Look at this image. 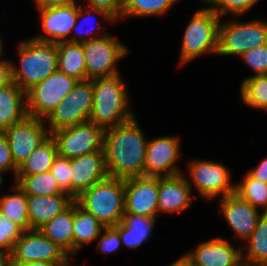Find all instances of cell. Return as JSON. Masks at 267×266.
Segmentation results:
<instances>
[{"mask_svg": "<svg viewBox=\"0 0 267 266\" xmlns=\"http://www.w3.org/2000/svg\"><path fill=\"white\" fill-rule=\"evenodd\" d=\"M147 145L136 117L105 129L103 150L109 177L125 180L144 176Z\"/></svg>", "mask_w": 267, "mask_h": 266, "instance_id": "cell-1", "label": "cell"}, {"mask_svg": "<svg viewBox=\"0 0 267 266\" xmlns=\"http://www.w3.org/2000/svg\"><path fill=\"white\" fill-rule=\"evenodd\" d=\"M91 80L93 107L90 122L107 129L135 117L130 107L129 92L120 74Z\"/></svg>", "mask_w": 267, "mask_h": 266, "instance_id": "cell-2", "label": "cell"}, {"mask_svg": "<svg viewBox=\"0 0 267 266\" xmlns=\"http://www.w3.org/2000/svg\"><path fill=\"white\" fill-rule=\"evenodd\" d=\"M17 51L19 64L12 61V79L24 92L58 70L57 43L32 37L19 42Z\"/></svg>", "mask_w": 267, "mask_h": 266, "instance_id": "cell-3", "label": "cell"}, {"mask_svg": "<svg viewBox=\"0 0 267 266\" xmlns=\"http://www.w3.org/2000/svg\"><path fill=\"white\" fill-rule=\"evenodd\" d=\"M125 180L108 177L82 191L74 201L105 227L116 226L125 215Z\"/></svg>", "mask_w": 267, "mask_h": 266, "instance_id": "cell-4", "label": "cell"}, {"mask_svg": "<svg viewBox=\"0 0 267 266\" xmlns=\"http://www.w3.org/2000/svg\"><path fill=\"white\" fill-rule=\"evenodd\" d=\"M220 19L209 6L194 12L182 38L179 65L203 54H217Z\"/></svg>", "mask_w": 267, "mask_h": 266, "instance_id": "cell-5", "label": "cell"}, {"mask_svg": "<svg viewBox=\"0 0 267 266\" xmlns=\"http://www.w3.org/2000/svg\"><path fill=\"white\" fill-rule=\"evenodd\" d=\"M267 44V22L254 19L248 22L226 20L219 24V56H238Z\"/></svg>", "mask_w": 267, "mask_h": 266, "instance_id": "cell-6", "label": "cell"}, {"mask_svg": "<svg viewBox=\"0 0 267 266\" xmlns=\"http://www.w3.org/2000/svg\"><path fill=\"white\" fill-rule=\"evenodd\" d=\"M93 107V81H78L75 87L45 119L49 133L85 123L90 120ZM50 126V127H49Z\"/></svg>", "mask_w": 267, "mask_h": 266, "instance_id": "cell-7", "label": "cell"}, {"mask_svg": "<svg viewBox=\"0 0 267 266\" xmlns=\"http://www.w3.org/2000/svg\"><path fill=\"white\" fill-rule=\"evenodd\" d=\"M82 48L86 80L120 74L117 63L130 51L124 43L110 34L83 42Z\"/></svg>", "mask_w": 267, "mask_h": 266, "instance_id": "cell-8", "label": "cell"}, {"mask_svg": "<svg viewBox=\"0 0 267 266\" xmlns=\"http://www.w3.org/2000/svg\"><path fill=\"white\" fill-rule=\"evenodd\" d=\"M190 178L186 177L190 187L198 191L206 200L223 198L235 192V184L230 182L231 173L219 162L199 159L187 162Z\"/></svg>", "mask_w": 267, "mask_h": 266, "instance_id": "cell-9", "label": "cell"}, {"mask_svg": "<svg viewBox=\"0 0 267 266\" xmlns=\"http://www.w3.org/2000/svg\"><path fill=\"white\" fill-rule=\"evenodd\" d=\"M78 80L56 70L26 91V109L30 117L45 120Z\"/></svg>", "mask_w": 267, "mask_h": 266, "instance_id": "cell-10", "label": "cell"}, {"mask_svg": "<svg viewBox=\"0 0 267 266\" xmlns=\"http://www.w3.org/2000/svg\"><path fill=\"white\" fill-rule=\"evenodd\" d=\"M105 129L90 121L65 127L50 135L54 139L58 155L73 159L103 150Z\"/></svg>", "mask_w": 267, "mask_h": 266, "instance_id": "cell-11", "label": "cell"}, {"mask_svg": "<svg viewBox=\"0 0 267 266\" xmlns=\"http://www.w3.org/2000/svg\"><path fill=\"white\" fill-rule=\"evenodd\" d=\"M8 258L17 264L47 261L56 266H67L72 257L39 230H27L23 231L21 237L14 243Z\"/></svg>", "mask_w": 267, "mask_h": 266, "instance_id": "cell-12", "label": "cell"}, {"mask_svg": "<svg viewBox=\"0 0 267 266\" xmlns=\"http://www.w3.org/2000/svg\"><path fill=\"white\" fill-rule=\"evenodd\" d=\"M46 125L43 119L27 116L4 130L13 161L18 168L50 136Z\"/></svg>", "mask_w": 267, "mask_h": 266, "instance_id": "cell-13", "label": "cell"}, {"mask_svg": "<svg viewBox=\"0 0 267 266\" xmlns=\"http://www.w3.org/2000/svg\"><path fill=\"white\" fill-rule=\"evenodd\" d=\"M180 145V138L175 136L148 139L144 176L165 177L182 173L176 164L181 156Z\"/></svg>", "mask_w": 267, "mask_h": 266, "instance_id": "cell-14", "label": "cell"}, {"mask_svg": "<svg viewBox=\"0 0 267 266\" xmlns=\"http://www.w3.org/2000/svg\"><path fill=\"white\" fill-rule=\"evenodd\" d=\"M159 177L125 179V214L158 218Z\"/></svg>", "mask_w": 267, "mask_h": 266, "instance_id": "cell-15", "label": "cell"}, {"mask_svg": "<svg viewBox=\"0 0 267 266\" xmlns=\"http://www.w3.org/2000/svg\"><path fill=\"white\" fill-rule=\"evenodd\" d=\"M79 2L38 10L43 34L33 37L44 42H69L72 28L77 21Z\"/></svg>", "mask_w": 267, "mask_h": 266, "instance_id": "cell-16", "label": "cell"}, {"mask_svg": "<svg viewBox=\"0 0 267 266\" xmlns=\"http://www.w3.org/2000/svg\"><path fill=\"white\" fill-rule=\"evenodd\" d=\"M220 209L223 217L233 230V239L243 243L254 231L260 215L263 213L242 199L235 192L220 198Z\"/></svg>", "mask_w": 267, "mask_h": 266, "instance_id": "cell-17", "label": "cell"}, {"mask_svg": "<svg viewBox=\"0 0 267 266\" xmlns=\"http://www.w3.org/2000/svg\"><path fill=\"white\" fill-rule=\"evenodd\" d=\"M108 177L104 150L71 159V197Z\"/></svg>", "mask_w": 267, "mask_h": 266, "instance_id": "cell-18", "label": "cell"}, {"mask_svg": "<svg viewBox=\"0 0 267 266\" xmlns=\"http://www.w3.org/2000/svg\"><path fill=\"white\" fill-rule=\"evenodd\" d=\"M192 188L183 173L174 176L159 177L158 214L181 213L191 207Z\"/></svg>", "mask_w": 267, "mask_h": 266, "instance_id": "cell-19", "label": "cell"}, {"mask_svg": "<svg viewBox=\"0 0 267 266\" xmlns=\"http://www.w3.org/2000/svg\"><path fill=\"white\" fill-rule=\"evenodd\" d=\"M193 265L232 266L242 258V247L236 248L228 239L216 236L186 252Z\"/></svg>", "mask_w": 267, "mask_h": 266, "instance_id": "cell-20", "label": "cell"}, {"mask_svg": "<svg viewBox=\"0 0 267 266\" xmlns=\"http://www.w3.org/2000/svg\"><path fill=\"white\" fill-rule=\"evenodd\" d=\"M73 202L74 198L69 194L27 195L30 230H39L45 223L66 210Z\"/></svg>", "mask_w": 267, "mask_h": 266, "instance_id": "cell-21", "label": "cell"}, {"mask_svg": "<svg viewBox=\"0 0 267 266\" xmlns=\"http://www.w3.org/2000/svg\"><path fill=\"white\" fill-rule=\"evenodd\" d=\"M27 116L26 92L14 82L0 88V131L21 122Z\"/></svg>", "mask_w": 267, "mask_h": 266, "instance_id": "cell-22", "label": "cell"}, {"mask_svg": "<svg viewBox=\"0 0 267 266\" xmlns=\"http://www.w3.org/2000/svg\"><path fill=\"white\" fill-rule=\"evenodd\" d=\"M156 220L141 215L125 214L123 220L113 227L118 231L123 246L137 250L151 237Z\"/></svg>", "mask_w": 267, "mask_h": 266, "instance_id": "cell-23", "label": "cell"}, {"mask_svg": "<svg viewBox=\"0 0 267 266\" xmlns=\"http://www.w3.org/2000/svg\"><path fill=\"white\" fill-rule=\"evenodd\" d=\"M73 230V203L39 229L70 257L73 256Z\"/></svg>", "mask_w": 267, "mask_h": 266, "instance_id": "cell-24", "label": "cell"}, {"mask_svg": "<svg viewBox=\"0 0 267 266\" xmlns=\"http://www.w3.org/2000/svg\"><path fill=\"white\" fill-rule=\"evenodd\" d=\"M73 256L86 244L96 241L105 227L93 214L73 202ZM85 244V245H84Z\"/></svg>", "mask_w": 267, "mask_h": 266, "instance_id": "cell-25", "label": "cell"}, {"mask_svg": "<svg viewBox=\"0 0 267 266\" xmlns=\"http://www.w3.org/2000/svg\"><path fill=\"white\" fill-rule=\"evenodd\" d=\"M85 6V7H84ZM96 13V15L98 14L100 18V21L102 22L103 20L109 22V23H116V20L109 15L107 12L97 9V8H93V7H89L86 5H83L82 3L79 4V10H78V15H77V21L74 25V27L72 28L71 31V36L69 38V42L72 43H83L86 41H90L92 39H96L102 36H105L107 34H109L108 32H100L99 36H95L97 35L96 33L99 32V30L103 29V27L101 28L99 24L93 25V18H95L94 14ZM87 26L91 29H86V31H83L84 28H87ZM97 27V28H96ZM98 30V31H97ZM97 31V32H96ZM95 32V33H94ZM87 37H86V35ZM89 34V36H88ZM94 34V36H93Z\"/></svg>", "mask_w": 267, "mask_h": 266, "instance_id": "cell-26", "label": "cell"}, {"mask_svg": "<svg viewBox=\"0 0 267 266\" xmlns=\"http://www.w3.org/2000/svg\"><path fill=\"white\" fill-rule=\"evenodd\" d=\"M58 70L78 81L86 80V67L82 43H57Z\"/></svg>", "mask_w": 267, "mask_h": 266, "instance_id": "cell-27", "label": "cell"}, {"mask_svg": "<svg viewBox=\"0 0 267 266\" xmlns=\"http://www.w3.org/2000/svg\"><path fill=\"white\" fill-rule=\"evenodd\" d=\"M13 194L4 195L0 197V213L11 219L23 231L30 230V223L28 217L27 194L14 183L10 188Z\"/></svg>", "mask_w": 267, "mask_h": 266, "instance_id": "cell-28", "label": "cell"}, {"mask_svg": "<svg viewBox=\"0 0 267 266\" xmlns=\"http://www.w3.org/2000/svg\"><path fill=\"white\" fill-rule=\"evenodd\" d=\"M57 156V147L50 135L22 163L18 168L17 175H33L50 171Z\"/></svg>", "mask_w": 267, "mask_h": 266, "instance_id": "cell-29", "label": "cell"}, {"mask_svg": "<svg viewBox=\"0 0 267 266\" xmlns=\"http://www.w3.org/2000/svg\"><path fill=\"white\" fill-rule=\"evenodd\" d=\"M246 253L242 249V257L250 265L267 266V212L260 215L257 225L245 241Z\"/></svg>", "mask_w": 267, "mask_h": 266, "instance_id": "cell-30", "label": "cell"}, {"mask_svg": "<svg viewBox=\"0 0 267 266\" xmlns=\"http://www.w3.org/2000/svg\"><path fill=\"white\" fill-rule=\"evenodd\" d=\"M14 180L27 195L67 194L60 189L57 180L50 171L33 175H16Z\"/></svg>", "mask_w": 267, "mask_h": 266, "instance_id": "cell-31", "label": "cell"}, {"mask_svg": "<svg viewBox=\"0 0 267 266\" xmlns=\"http://www.w3.org/2000/svg\"><path fill=\"white\" fill-rule=\"evenodd\" d=\"M179 0H123V9L120 19L163 16Z\"/></svg>", "mask_w": 267, "mask_h": 266, "instance_id": "cell-32", "label": "cell"}, {"mask_svg": "<svg viewBox=\"0 0 267 266\" xmlns=\"http://www.w3.org/2000/svg\"><path fill=\"white\" fill-rule=\"evenodd\" d=\"M240 97L246 106L267 112V74L244 78L240 85Z\"/></svg>", "mask_w": 267, "mask_h": 266, "instance_id": "cell-33", "label": "cell"}, {"mask_svg": "<svg viewBox=\"0 0 267 266\" xmlns=\"http://www.w3.org/2000/svg\"><path fill=\"white\" fill-rule=\"evenodd\" d=\"M235 193L261 212H267V183L246 172L241 183L235 184Z\"/></svg>", "mask_w": 267, "mask_h": 266, "instance_id": "cell-34", "label": "cell"}, {"mask_svg": "<svg viewBox=\"0 0 267 266\" xmlns=\"http://www.w3.org/2000/svg\"><path fill=\"white\" fill-rule=\"evenodd\" d=\"M22 233L23 230L18 225L0 213V255L9 257L14 243Z\"/></svg>", "mask_w": 267, "mask_h": 266, "instance_id": "cell-35", "label": "cell"}, {"mask_svg": "<svg viewBox=\"0 0 267 266\" xmlns=\"http://www.w3.org/2000/svg\"><path fill=\"white\" fill-rule=\"evenodd\" d=\"M258 1L259 0H214L209 7L220 18L226 16L228 13L239 17L249 12Z\"/></svg>", "mask_w": 267, "mask_h": 266, "instance_id": "cell-36", "label": "cell"}, {"mask_svg": "<svg viewBox=\"0 0 267 266\" xmlns=\"http://www.w3.org/2000/svg\"><path fill=\"white\" fill-rule=\"evenodd\" d=\"M60 189L71 196V159L58 155L50 169Z\"/></svg>", "mask_w": 267, "mask_h": 266, "instance_id": "cell-37", "label": "cell"}, {"mask_svg": "<svg viewBox=\"0 0 267 266\" xmlns=\"http://www.w3.org/2000/svg\"><path fill=\"white\" fill-rule=\"evenodd\" d=\"M240 58L255 72L254 75L267 74V44L244 52Z\"/></svg>", "mask_w": 267, "mask_h": 266, "instance_id": "cell-38", "label": "cell"}, {"mask_svg": "<svg viewBox=\"0 0 267 266\" xmlns=\"http://www.w3.org/2000/svg\"><path fill=\"white\" fill-rule=\"evenodd\" d=\"M97 240L99 241L96 248L103 254L117 252L120 246H122L119 233L113 226L104 227Z\"/></svg>", "mask_w": 267, "mask_h": 266, "instance_id": "cell-39", "label": "cell"}, {"mask_svg": "<svg viewBox=\"0 0 267 266\" xmlns=\"http://www.w3.org/2000/svg\"><path fill=\"white\" fill-rule=\"evenodd\" d=\"M12 171L16 178L18 167L15 165L4 131H0V174Z\"/></svg>", "mask_w": 267, "mask_h": 266, "instance_id": "cell-40", "label": "cell"}, {"mask_svg": "<svg viewBox=\"0 0 267 266\" xmlns=\"http://www.w3.org/2000/svg\"><path fill=\"white\" fill-rule=\"evenodd\" d=\"M86 6L97 8L107 12L116 21L120 20L123 0H85Z\"/></svg>", "mask_w": 267, "mask_h": 266, "instance_id": "cell-41", "label": "cell"}, {"mask_svg": "<svg viewBox=\"0 0 267 266\" xmlns=\"http://www.w3.org/2000/svg\"><path fill=\"white\" fill-rule=\"evenodd\" d=\"M13 83L12 79V61L11 60H0V88L10 85Z\"/></svg>", "mask_w": 267, "mask_h": 266, "instance_id": "cell-42", "label": "cell"}, {"mask_svg": "<svg viewBox=\"0 0 267 266\" xmlns=\"http://www.w3.org/2000/svg\"><path fill=\"white\" fill-rule=\"evenodd\" d=\"M247 172L255 179L267 183V157L263 158L255 168L249 169Z\"/></svg>", "mask_w": 267, "mask_h": 266, "instance_id": "cell-43", "label": "cell"}, {"mask_svg": "<svg viewBox=\"0 0 267 266\" xmlns=\"http://www.w3.org/2000/svg\"><path fill=\"white\" fill-rule=\"evenodd\" d=\"M38 10L61 6L67 3L75 2L76 0H34Z\"/></svg>", "mask_w": 267, "mask_h": 266, "instance_id": "cell-44", "label": "cell"}, {"mask_svg": "<svg viewBox=\"0 0 267 266\" xmlns=\"http://www.w3.org/2000/svg\"><path fill=\"white\" fill-rule=\"evenodd\" d=\"M191 261L188 255L185 253L181 257H179L177 260L173 261L171 264L166 266H190Z\"/></svg>", "mask_w": 267, "mask_h": 266, "instance_id": "cell-45", "label": "cell"}, {"mask_svg": "<svg viewBox=\"0 0 267 266\" xmlns=\"http://www.w3.org/2000/svg\"><path fill=\"white\" fill-rule=\"evenodd\" d=\"M21 265L22 266H56L54 263L47 262V261H32V262H27Z\"/></svg>", "mask_w": 267, "mask_h": 266, "instance_id": "cell-46", "label": "cell"}, {"mask_svg": "<svg viewBox=\"0 0 267 266\" xmlns=\"http://www.w3.org/2000/svg\"><path fill=\"white\" fill-rule=\"evenodd\" d=\"M232 266H250V264L242 257L238 262Z\"/></svg>", "mask_w": 267, "mask_h": 266, "instance_id": "cell-47", "label": "cell"}, {"mask_svg": "<svg viewBox=\"0 0 267 266\" xmlns=\"http://www.w3.org/2000/svg\"><path fill=\"white\" fill-rule=\"evenodd\" d=\"M8 257L0 255V266H7Z\"/></svg>", "mask_w": 267, "mask_h": 266, "instance_id": "cell-48", "label": "cell"}, {"mask_svg": "<svg viewBox=\"0 0 267 266\" xmlns=\"http://www.w3.org/2000/svg\"><path fill=\"white\" fill-rule=\"evenodd\" d=\"M7 266H22L21 264H17L12 262L11 260H9V258L7 259Z\"/></svg>", "mask_w": 267, "mask_h": 266, "instance_id": "cell-49", "label": "cell"}, {"mask_svg": "<svg viewBox=\"0 0 267 266\" xmlns=\"http://www.w3.org/2000/svg\"><path fill=\"white\" fill-rule=\"evenodd\" d=\"M2 53H3V43H2V39L0 37V60H3V59H1Z\"/></svg>", "mask_w": 267, "mask_h": 266, "instance_id": "cell-50", "label": "cell"}, {"mask_svg": "<svg viewBox=\"0 0 267 266\" xmlns=\"http://www.w3.org/2000/svg\"><path fill=\"white\" fill-rule=\"evenodd\" d=\"M203 2L204 5L207 4V6H209L214 0H201Z\"/></svg>", "mask_w": 267, "mask_h": 266, "instance_id": "cell-51", "label": "cell"}, {"mask_svg": "<svg viewBox=\"0 0 267 266\" xmlns=\"http://www.w3.org/2000/svg\"><path fill=\"white\" fill-rule=\"evenodd\" d=\"M3 176H2V174H0V187H1V185H3L2 183H3Z\"/></svg>", "mask_w": 267, "mask_h": 266, "instance_id": "cell-52", "label": "cell"}]
</instances>
